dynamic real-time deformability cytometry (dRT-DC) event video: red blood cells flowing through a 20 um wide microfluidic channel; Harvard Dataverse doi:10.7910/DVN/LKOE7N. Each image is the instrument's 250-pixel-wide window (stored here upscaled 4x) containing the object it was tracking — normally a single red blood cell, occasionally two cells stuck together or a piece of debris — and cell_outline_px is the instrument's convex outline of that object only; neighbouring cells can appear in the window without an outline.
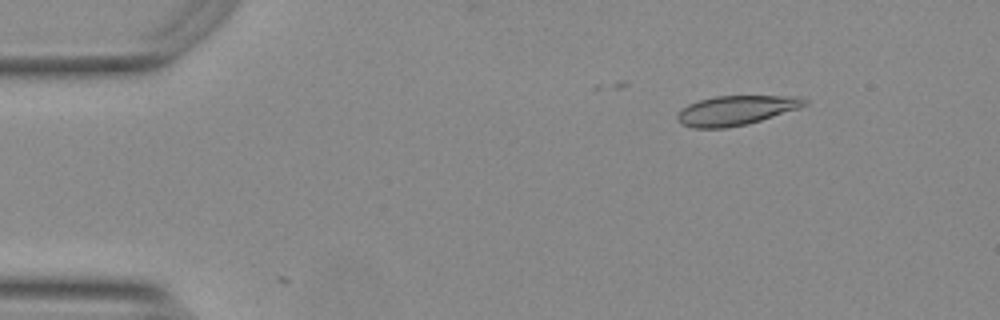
{"species": "Egyptian fruit bat (a non-hibernating species)", "species_latin": "Rousettus aegyptiacus", "temperature_condition": "warm", "stored_images_in_passage": 2, "camera_frame_rate_fps": 3000, "um_per_image_px": 0.085, "animal": {"sex": "female"}, "frame": {"image": 1, "passage_image": 1, "time_ms": 0.0, "image_size_px": [1000, 320], "cell_outline_px": [[808, 104], [800, 108], [748, 124], [724, 128], [692, 128], [684, 124], [676, 116], [688, 104], [700, 100], [716, 96], [800, 96], [808, 100]], "centroid_in_image_um": [62.63, 9.37], "position_along_channel_um": 22.4, "area_um2": 21.73}}